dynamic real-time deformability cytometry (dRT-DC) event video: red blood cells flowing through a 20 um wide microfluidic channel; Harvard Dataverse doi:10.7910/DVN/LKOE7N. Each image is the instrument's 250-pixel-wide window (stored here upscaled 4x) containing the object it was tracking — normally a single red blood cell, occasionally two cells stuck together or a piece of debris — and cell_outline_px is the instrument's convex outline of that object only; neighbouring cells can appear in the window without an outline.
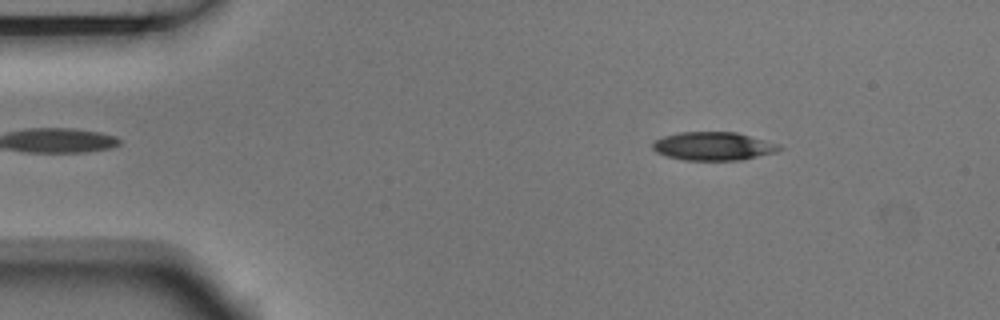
{"species": "Egyptian fruit bat (a non-hibernating species)", "species_latin": "Rousettus aegyptiacus", "temperature_condition": "room temperature", "stored_images_in_passage": 4, "camera_frame_rate_fps": 3000, "um_per_image_px": 0.085, "animal": {"sex": "male"}, "frame": {"image": 1, "passage_image": 2, "time_ms": 0.333, "image_size_px": [1000, 320], "cell_outline_px": [[784, 148], [776, 152], [740, 160], [684, 160], [668, 156], [656, 152], [652, 148], [652, 140], [664, 136], [680, 132], [736, 132], [780, 144]], "centroid_in_image_um": [60.63, 12.42], "position_along_channel_um": 24.4, "area_um2": 20.98}}